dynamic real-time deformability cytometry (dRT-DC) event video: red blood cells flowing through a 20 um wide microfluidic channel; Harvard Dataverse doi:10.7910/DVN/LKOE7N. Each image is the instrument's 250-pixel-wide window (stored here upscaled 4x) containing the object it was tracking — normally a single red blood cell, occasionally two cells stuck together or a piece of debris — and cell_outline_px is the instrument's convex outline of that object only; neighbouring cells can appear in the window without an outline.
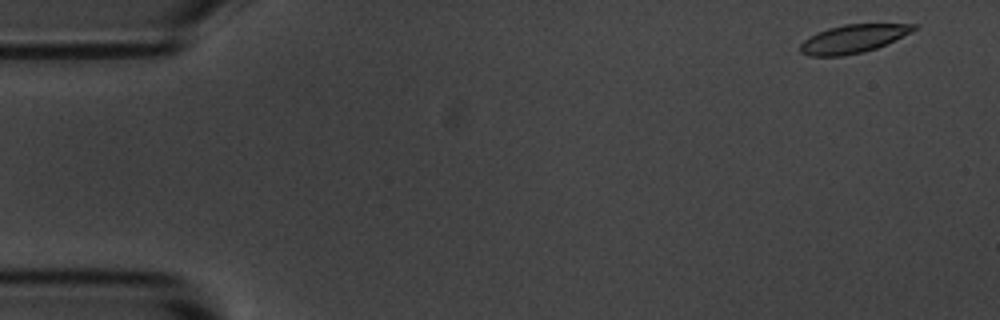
{"species": "common noctule bat (a hibernating species)", "species_latin": "Nyctalus noctula", "temperature_condition": "room temperature", "stored_images_in_passage": 4, "camera_frame_rate_fps": 3000, "um_per_image_px": 0.085, "animal": {"sex": "male", "body_mass_g": 20.1, "forearm_length_mm": 53.5}, "frame": {"image": 1, "passage_image": 1, "time_ms": 0.0, "image_size_px": [1000, 320], "cell_outline_px": [[920, 24], [912, 32], [876, 48], [864, 52], [844, 56], [808, 56], [800, 52], [800, 44], [804, 40], [816, 32], [828, 28], [844, 24]], "centroid_in_image_um": [72.49, 3.3], "position_along_channel_um": 12.5, "area_um2": 18.73}}
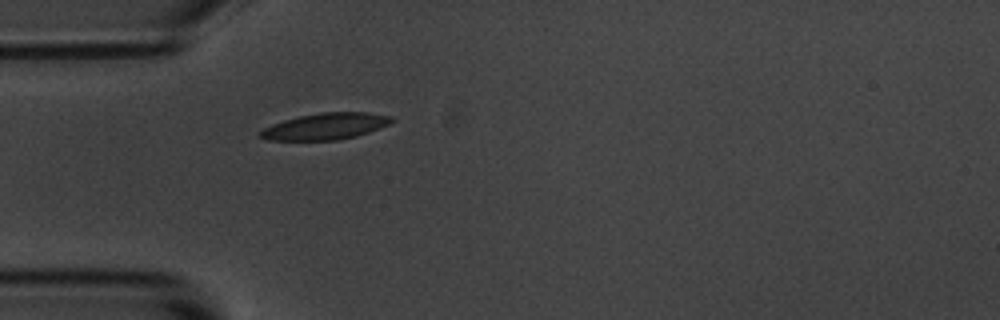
{"frame": {"image": 2, "passage_image": 4, "time_ms": 4.333, "image_size_px": [1000, 320], "cell_outline_px": [[396, 120], [388, 124], [368, 132], [356, 136], [336, 140], [268, 140], [260, 136], [256, 132], [272, 124], [284, 120], [300, 116], [320, 112], [368, 112], [392, 116]], "centroid_in_image_um": [27.66, 10.73], "position_along_channel_um": 57.3, "area_um2": 20.23}}